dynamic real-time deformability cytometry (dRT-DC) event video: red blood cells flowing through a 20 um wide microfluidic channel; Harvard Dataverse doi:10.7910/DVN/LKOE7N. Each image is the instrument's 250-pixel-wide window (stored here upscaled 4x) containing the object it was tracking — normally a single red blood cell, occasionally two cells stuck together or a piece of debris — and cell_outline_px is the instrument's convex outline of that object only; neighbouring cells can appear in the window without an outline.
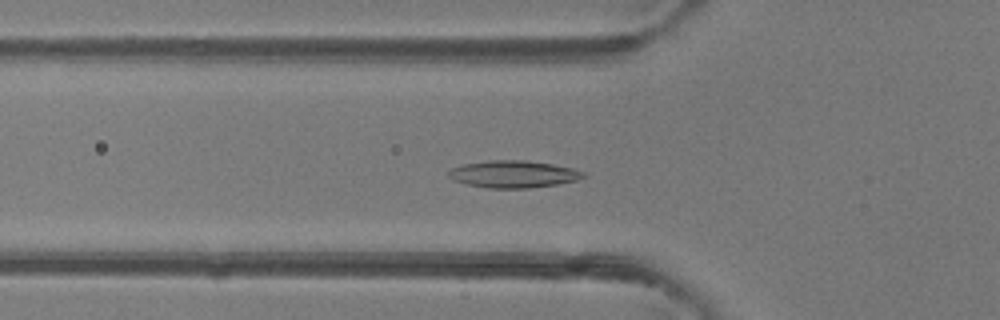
{"species": "common noctule bat (a hibernating species)", "species_latin": "Nyctalus noctula", "temperature_condition": "room temperature", "stored_images_in_passage": 44, "camera_frame_rate_fps": 3000, "um_per_image_px": 0.085, "animal": {"sex": "female"}, "frame": {"image": 1, "passage_image": 10, "time_ms": 3.0, "image_size_px": [1000, 320], "cell_outline_px": [[588, 176], [576, 180], [556, 184], [528, 188], [488, 188], [468, 184], [452, 180], [448, 176], [448, 172], [452, 168], [464, 164], [488, 160], [524, 160], [552, 164], [572, 168], [584, 172]], "centroid_in_image_um": [43.63, 14.8], "position_along_channel_um": 82.2, "area_um2": 21.21}}
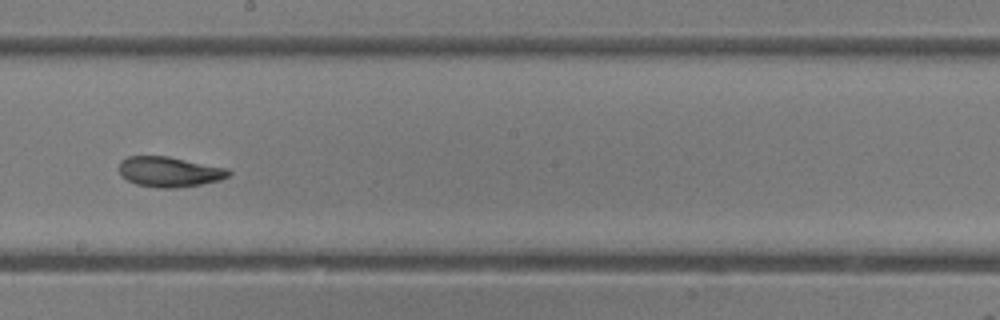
{"frame": {"image": 2, "passage_image": 21, "time_ms": 6.667, "image_size_px": [1000, 320], "cell_outline_px": [[232, 172], [228, 176], [220, 180], [200, 184], [176, 188], [156, 188], [136, 184], [120, 176], [120, 160], [128, 156], [168, 156], [228, 168]], "centroid_in_image_um": [14.39, 14.6], "position_along_channel_um": 233.8, "area_um2": 19.36}}
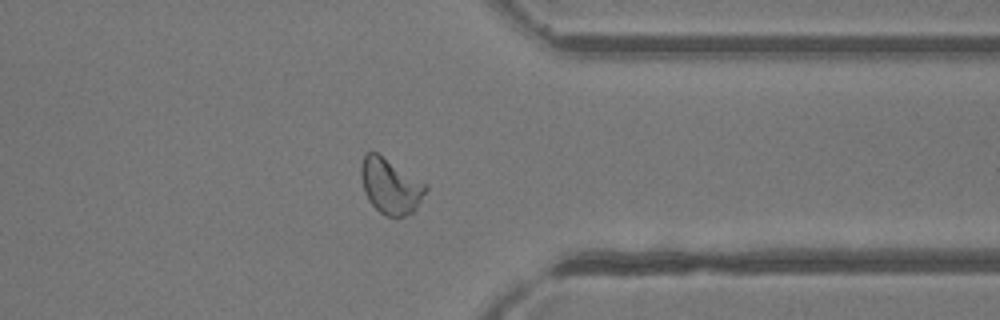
{"frame": {"image": 3, "passage_image": 32, "time_ms": 10.333, "image_size_px": [1000, 320], "cell_outline_px": [[428, 188], [416, 208], [412, 212], [404, 216], [388, 216], [380, 212], [368, 200], [364, 192], [360, 176], [360, 164], [364, 156], [368, 152], [376, 152], [428, 184]], "centroid_in_image_um": [33.18, 15.8], "position_along_channel_um": 378.2, "area_um2": 20.81}}